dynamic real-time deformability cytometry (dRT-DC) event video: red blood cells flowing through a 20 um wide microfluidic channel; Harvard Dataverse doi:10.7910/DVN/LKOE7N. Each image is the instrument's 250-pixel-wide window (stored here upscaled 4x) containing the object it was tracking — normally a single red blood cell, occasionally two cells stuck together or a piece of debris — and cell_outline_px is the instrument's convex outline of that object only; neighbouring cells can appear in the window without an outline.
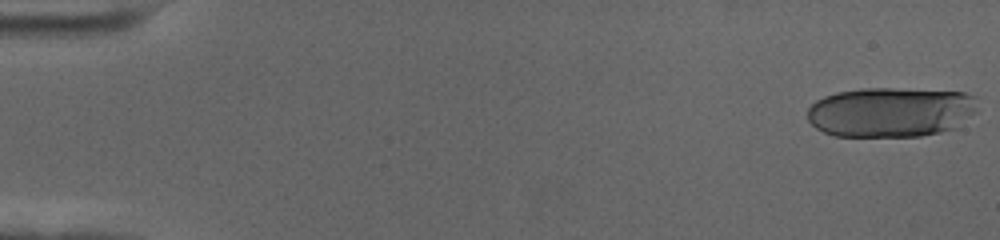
{"species": "human", "species_latin": "Homo sapiens", "temperature_condition": "cold", "stored_images_in_passage": 20, "camera_frame_rate_fps": 3000, "um_per_image_px": 0.085, "donor": {"sex": "female"}, "frame": {"image": 1, "passage_image": 1, "time_ms": 0.0, "image_size_px": [1000, 240], "cell_outline_px": [[976, 112], [956, 128], [940, 132], [920, 136], [836, 136], [824, 132], [816, 128], [808, 120], [808, 108], [816, 100], [824, 96], [836, 92], [860, 88], [892, 88], [964, 92], [976, 96]], "centroid_in_image_um": [75.72, 9.52], "position_along_channel_um": 9.3, "area_um2": 49.82}}
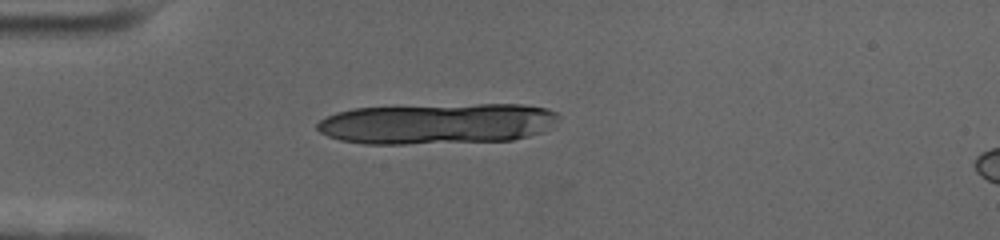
{"frame": {"image": 2, "passage_image": 16, "time_ms": 5.0, "image_size_px": [1000, 240], "cell_outline_px": [[560, 116], [544, 132], [512, 140], [404, 144], [364, 144], [340, 140], [328, 136], [320, 132], [316, 128], [316, 124], [320, 120], [336, 112], [352, 108], [480, 104], [520, 104], [548, 108], [556, 112]], "centroid_in_image_um": [37.16, 10.51], "position_along_channel_um": 47.8, "area_um2": 57.45}}